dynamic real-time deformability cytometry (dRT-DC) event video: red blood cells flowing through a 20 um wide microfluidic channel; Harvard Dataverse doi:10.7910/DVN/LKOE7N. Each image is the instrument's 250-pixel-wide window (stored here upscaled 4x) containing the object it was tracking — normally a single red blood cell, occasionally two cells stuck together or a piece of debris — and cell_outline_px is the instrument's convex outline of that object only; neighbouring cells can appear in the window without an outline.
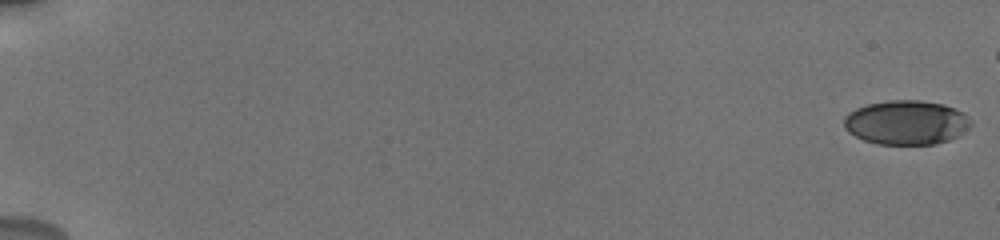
{"species": "human", "species_latin": "Homo sapiens", "temperature_condition": "cold", "stored_images_in_passage": 11, "segment_of_instrument_passage": [1, 2], "camera_frame_rate_fps": 3000, "um_per_image_px": 0.085, "donor": {"sex": "male"}, "frame": {"image": 1, "passage_image": 1, "time_ms": 0.0, "image_size_px": [1000, 240], "cell_outline_px": [[972, 124], [960, 136], [936, 144], [876, 144], [864, 140], [848, 132], [844, 128], [844, 116], [848, 112], [856, 108], [868, 104], [888, 100], [920, 100], [944, 104], [956, 108], [964, 112], [968, 116]], "centroid_in_image_um": [77.05, 10.41], "position_along_channel_um": 7.9, "area_um2": 33.06}}
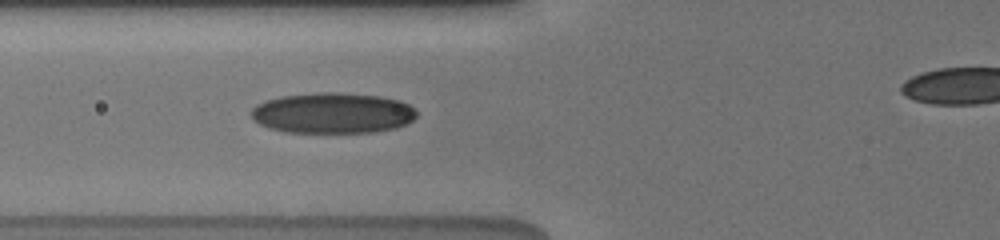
{"frame": {"image": 2, "passage_image": 10, "time_ms": 7.667, "image_size_px": [1000, 240], "cell_outline_px": [[416, 116], [412, 120], [396, 128], [372, 132], [284, 132], [268, 128], [252, 120], [248, 112], [256, 104], [280, 96], [320, 92], [340, 92], [380, 96], [400, 100], [408, 104], [416, 112]], "centroid_in_image_um": [28.22, 9.6], "position_along_channel_um": 97.6, "area_um2": 39.42}}